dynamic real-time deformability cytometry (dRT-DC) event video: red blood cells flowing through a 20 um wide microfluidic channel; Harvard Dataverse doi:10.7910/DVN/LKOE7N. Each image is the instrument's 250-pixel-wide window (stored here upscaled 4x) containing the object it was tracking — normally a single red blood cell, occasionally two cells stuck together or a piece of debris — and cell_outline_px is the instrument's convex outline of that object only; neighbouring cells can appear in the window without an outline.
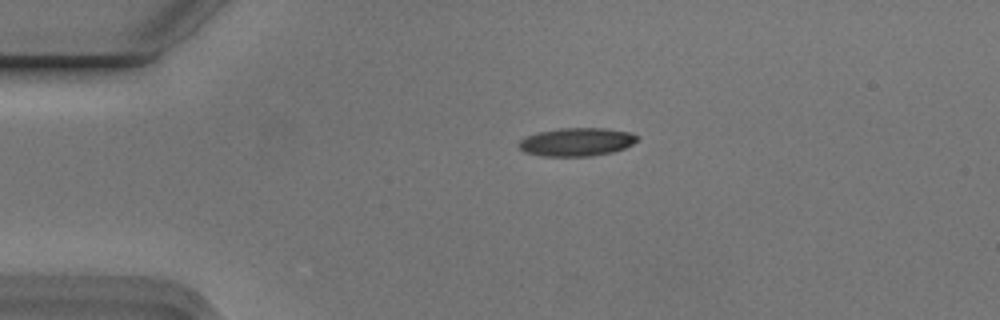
{"species": "Egyptian fruit bat (a non-hibernating species)", "species_latin": "Rousettus aegyptiacus", "temperature_condition": "cold", "stored_images_in_passage": 5, "camera_frame_rate_fps": 3000, "um_per_image_px": 0.085, "animal": {"sex": "male"}, "frame": {"image": 1, "passage_image": 5, "time_ms": 1.333, "image_size_px": [1000, 320], "cell_outline_px": [[640, 136], [632, 144], [624, 148], [612, 152], [592, 156], [544, 156], [524, 152], [520, 148], [520, 140], [528, 136], [540, 132], [560, 128], [604, 128], [628, 132]], "centroid_in_image_um": [49.04, 12.07], "position_along_channel_um": 36.0, "area_um2": 19.25}}